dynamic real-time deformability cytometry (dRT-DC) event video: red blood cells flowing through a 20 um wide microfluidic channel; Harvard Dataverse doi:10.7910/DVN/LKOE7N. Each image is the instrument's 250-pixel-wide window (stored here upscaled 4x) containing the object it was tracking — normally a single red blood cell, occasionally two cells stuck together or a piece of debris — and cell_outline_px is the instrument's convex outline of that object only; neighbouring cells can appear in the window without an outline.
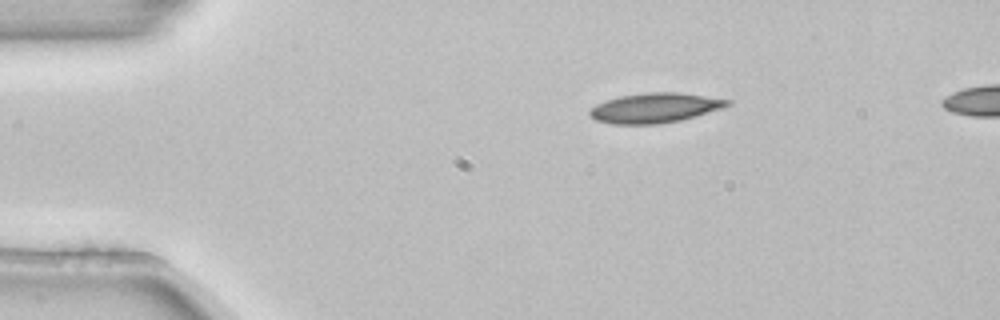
{"species": "common noctule bat (a hibernating species)", "species_latin": "Nyctalus noctula", "temperature_condition": "room temperature", "stored_images_in_passage": 4, "camera_frame_rate_fps": 3000, "um_per_image_px": 0.085, "animal": {"sex": "female", "body_mass_g": 22.7, "forearm_length_mm": 54.2}, "frame": {"image": 1, "passage_image": 1, "time_ms": 0.0, "image_size_px": [1000, 320], "cell_outline_px": [[732, 104], [724, 108], [696, 116], [680, 120], [656, 124], [612, 124], [596, 120], [588, 116], [588, 108], [604, 100], [620, 96], [648, 92], [680, 92], [732, 100]], "centroid_in_image_um": [55.65, 9.16], "position_along_channel_um": 29.4, "area_um2": 24.22}}
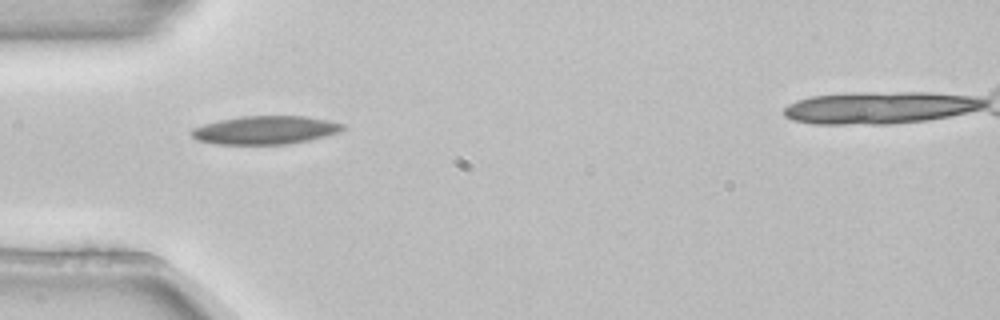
{"frame": {"image": 2, "passage_image": 3, "time_ms": 0.667, "image_size_px": [1000, 320], "cell_outline_px": [[344, 128], [340, 132], [308, 140], [284, 144], [212, 144], [196, 140], [188, 132], [192, 128], [204, 124], [220, 120], [240, 116], [304, 116], [328, 120], [344, 124]], "centroid_in_image_um": [22.5, 11.05], "position_along_channel_um": 62.5, "area_um2": 24.97}}